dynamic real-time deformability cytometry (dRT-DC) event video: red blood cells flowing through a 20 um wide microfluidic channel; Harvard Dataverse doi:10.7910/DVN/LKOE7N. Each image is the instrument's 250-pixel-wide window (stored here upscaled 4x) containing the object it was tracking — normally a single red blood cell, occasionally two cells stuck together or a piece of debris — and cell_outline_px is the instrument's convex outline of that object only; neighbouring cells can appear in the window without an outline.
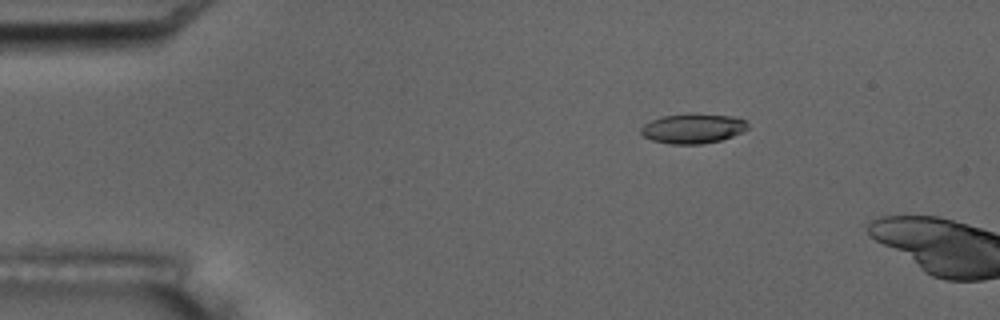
{"species": "common noctule bat (a hibernating species)", "species_latin": "Nyctalus noctula", "temperature_condition": "room temperature", "stored_images_in_passage": 4, "camera_frame_rate_fps": 3000, "um_per_image_px": 0.085, "animal": {"sex": "male", "body_mass_g": 17.5, "forearm_length_mm": 52.3}, "frame": {"image": 1, "passage_image": 3, "time_ms": 3.0, "image_size_px": [1000, 320], "cell_outline_px": [[748, 128], [732, 136], [720, 140], [700, 144], [668, 144], [652, 140], [644, 136], [640, 132], [640, 128], [644, 124], [660, 116], [696, 112], [732, 116], [748, 120]], "centroid_in_image_um": [58.89, 10.89], "position_along_channel_um": 26.1, "area_um2": 18.84}}